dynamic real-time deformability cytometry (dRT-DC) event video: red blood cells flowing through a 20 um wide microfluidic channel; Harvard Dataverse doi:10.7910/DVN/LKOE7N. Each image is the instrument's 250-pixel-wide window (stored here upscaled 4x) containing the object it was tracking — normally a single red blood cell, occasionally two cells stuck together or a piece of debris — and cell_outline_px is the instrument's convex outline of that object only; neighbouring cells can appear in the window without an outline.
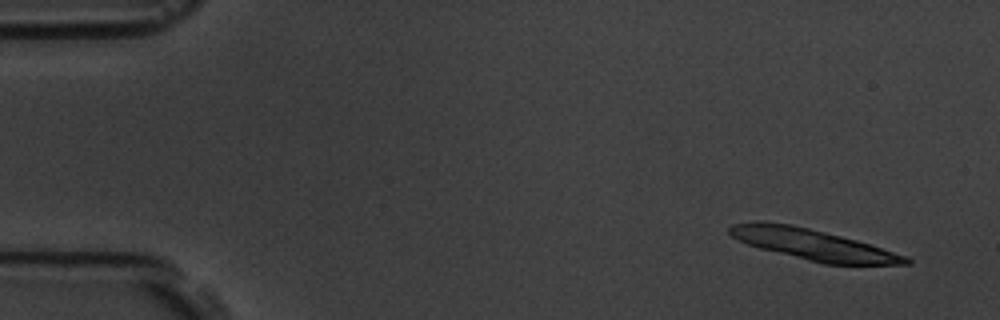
{"species": "common noctule bat (a hibernating species)", "species_latin": "Nyctalus noctula", "temperature_condition": "room temperature", "stored_images_in_passage": 5, "segment_of_instrument_passage": [2, 2], "camera_frame_rate_fps": 3000, "um_per_image_px": 0.085, "animal": {"sex": "male", "body_mass_g": 19.5, "forearm_length_mm": 54.6}, "frame": {"image": 1, "passage_image": 5, "time_ms": 5.333, "image_size_px": [1000, 320], "cell_outline_px": [[912, 264], [824, 264], [760, 248], [748, 244], [732, 236], [728, 232], [728, 228], [732, 224], [756, 220], [764, 220], [792, 224], [856, 240], [908, 256], [912, 260]], "centroid_in_image_um": [69.07, 20.76], "position_along_channel_um": 15.9, "area_um2": 31.5}}